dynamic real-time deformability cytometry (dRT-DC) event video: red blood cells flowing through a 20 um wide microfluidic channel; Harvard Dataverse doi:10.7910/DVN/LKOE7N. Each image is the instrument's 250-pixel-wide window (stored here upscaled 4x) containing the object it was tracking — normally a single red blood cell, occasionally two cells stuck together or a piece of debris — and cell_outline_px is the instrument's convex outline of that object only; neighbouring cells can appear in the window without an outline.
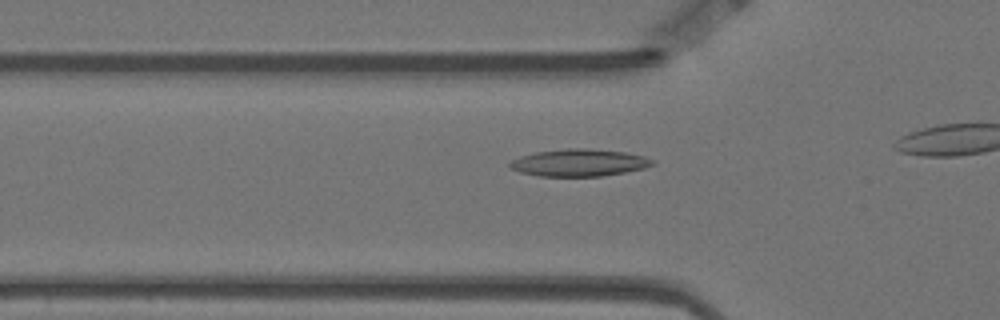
{"species": "Egyptian fruit bat (a non-hibernating species)", "species_latin": "Rousettus aegyptiacus", "temperature_condition": "warm", "stored_images_in_passage": 9, "camera_frame_rate_fps": 3000, "um_per_image_px": 0.085, "animal": {"sex": "female"}, "frame": {"image": 1, "passage_image": 3, "time_ms": 0.667, "image_size_px": [1000, 320], "cell_outline_px": [[656, 164], [644, 168], [624, 172], [600, 176], [540, 176], [520, 172], [512, 168], [508, 164], [512, 160], [520, 156], [536, 152], [568, 148], [584, 148], [624, 152], [644, 156], [656, 160]], "centroid_in_image_um": [49.25, 13.82], "position_along_channel_um": 76.5, "area_um2": 22.48}}
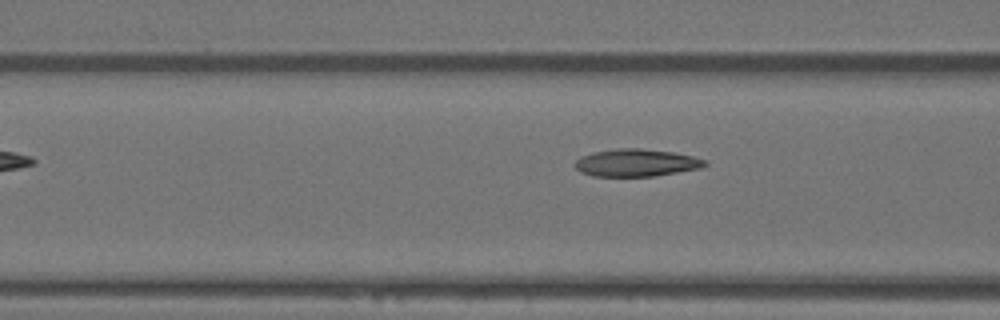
{"frame": {"image": 2, "passage_image": 6, "time_ms": 1.667, "image_size_px": [1000, 320], "cell_outline_px": [[708, 164], [700, 168], [652, 176], [592, 176], [580, 172], [576, 168], [576, 160], [580, 156], [592, 152], [616, 148], [640, 148], [672, 152], [692, 156], [708, 160]], "centroid_in_image_um": [54.07, 13.82], "position_along_channel_um": 112.5, "area_um2": 20.75}}